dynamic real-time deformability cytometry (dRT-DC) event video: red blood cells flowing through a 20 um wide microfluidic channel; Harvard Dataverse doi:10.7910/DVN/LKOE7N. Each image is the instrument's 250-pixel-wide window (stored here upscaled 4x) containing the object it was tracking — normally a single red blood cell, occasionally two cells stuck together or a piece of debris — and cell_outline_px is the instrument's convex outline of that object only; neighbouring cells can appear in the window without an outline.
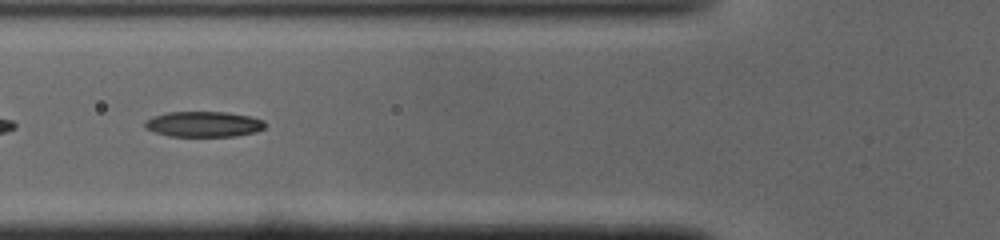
{"species": "common noctule bat (a hibernating species)", "species_latin": "Nyctalus noctula", "temperature_condition": "cold", "stored_images_in_passage": 35, "camera_frame_rate_fps": 3000, "um_per_image_px": 0.085, "animal": {"sex": "male", "body_mass_g": 19.0, "forearm_length_mm": 50.8}, "frame": {"image": 1, "passage_image": 17, "time_ms": 5.333, "image_size_px": [1000, 240], "cell_outline_px": [[268, 124], [264, 128], [256, 132], [236, 136], [168, 136], [144, 128], [144, 120], [152, 116], [168, 112], [224, 112], [248, 116], [264, 120]], "centroid_in_image_um": [17.3, 10.55], "position_along_channel_um": 108.5, "area_um2": 17.98}}
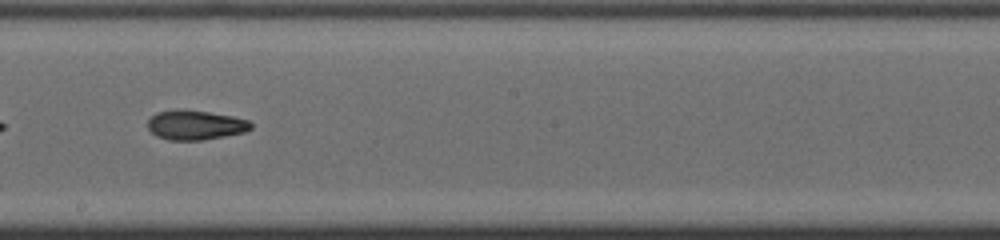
{"frame": {"image": 2, "passage_image": 26, "time_ms": 8.333, "image_size_px": [1000, 240], "cell_outline_px": [[252, 128], [244, 132], [204, 140], [168, 140], [156, 136], [148, 128], [148, 120], [156, 112], [208, 112], [232, 116], [248, 120], [252, 124]], "centroid_in_image_um": [16.63, 10.67], "position_along_channel_um": 231.6, "area_um2": 17.11}}
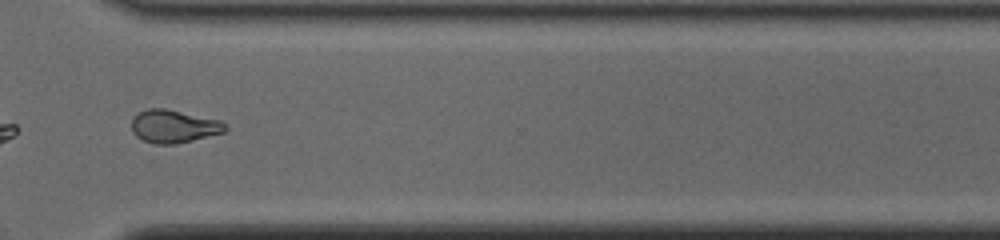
{"frame": {"image": 3, "passage_image": 35, "time_ms": 11.333, "image_size_px": [1000, 240], "cell_outline_px": [[228, 128], [224, 132], [176, 144], [156, 144], [144, 140], [136, 136], [132, 132], [132, 120], [140, 112], [148, 108], [164, 108], [220, 120], [228, 124]], "centroid_in_image_um": [14.79, 10.74], "position_along_channel_um": 355.8, "area_um2": 17.86}}